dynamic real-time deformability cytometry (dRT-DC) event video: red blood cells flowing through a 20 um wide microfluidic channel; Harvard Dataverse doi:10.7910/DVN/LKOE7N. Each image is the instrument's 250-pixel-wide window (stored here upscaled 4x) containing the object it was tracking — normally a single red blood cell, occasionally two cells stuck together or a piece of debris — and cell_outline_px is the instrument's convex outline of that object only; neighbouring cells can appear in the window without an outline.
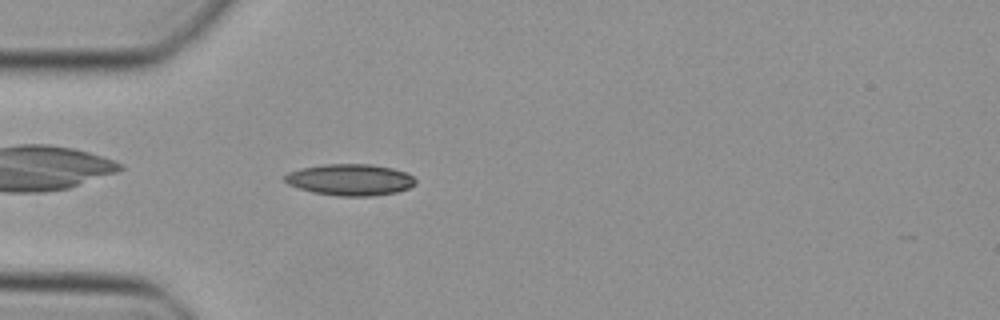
{"species": "Egyptian fruit bat (a non-hibernating species)", "species_latin": "Rousettus aegyptiacus", "temperature_condition": "cold", "stored_images_in_passage": 38, "camera_frame_rate_fps": 3000, "um_per_image_px": 0.085, "animal": {"sex": "female"}, "frame": {"image": 1, "passage_image": 4, "time_ms": 1.0, "image_size_px": [1000, 320], "cell_outline_px": [[416, 184], [408, 188], [396, 192], [372, 196], [340, 196], [312, 192], [288, 184], [284, 180], [284, 176], [288, 172], [300, 168], [324, 164], [372, 164], [392, 168], [404, 172], [412, 176], [416, 180]], "centroid_in_image_um": [29.75, 15.27], "position_along_channel_um": 55.2, "area_um2": 23.93}}
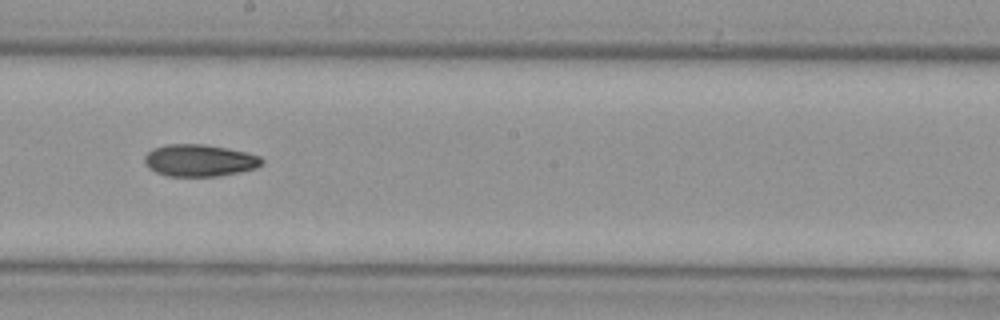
{"frame": {"image": 2, "passage_image": 17, "time_ms": 5.333, "image_size_px": [1000, 320], "cell_outline_px": [[264, 164], [256, 168], [240, 172], [220, 176], [168, 176], [156, 172], [148, 168], [144, 160], [144, 156], [152, 148], [168, 144], [204, 144], [228, 148], [260, 156], [264, 160]], "centroid_in_image_um": [16.97, 13.64], "position_along_channel_um": 231.2, "area_um2": 22.02}}
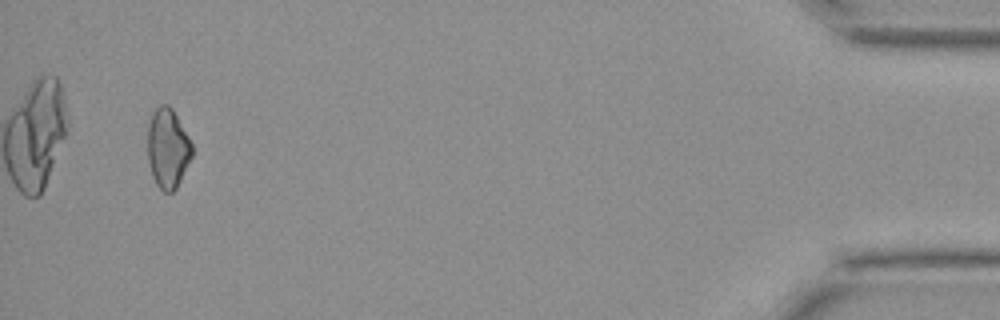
{"frame": {"image": 3, "passage_image": 36, "time_ms": 11.667, "image_size_px": [1000, 320], "cell_outline_px": [[192, 156], [176, 188], [172, 192], [164, 192], [156, 184], [152, 176], [148, 160], [148, 124], [152, 112], [160, 104], [168, 104], [172, 108], [188, 136], [192, 144]], "centroid_in_image_um": [14.24, 12.59], "position_along_channel_um": 421.0, "area_um2": 20.52}}